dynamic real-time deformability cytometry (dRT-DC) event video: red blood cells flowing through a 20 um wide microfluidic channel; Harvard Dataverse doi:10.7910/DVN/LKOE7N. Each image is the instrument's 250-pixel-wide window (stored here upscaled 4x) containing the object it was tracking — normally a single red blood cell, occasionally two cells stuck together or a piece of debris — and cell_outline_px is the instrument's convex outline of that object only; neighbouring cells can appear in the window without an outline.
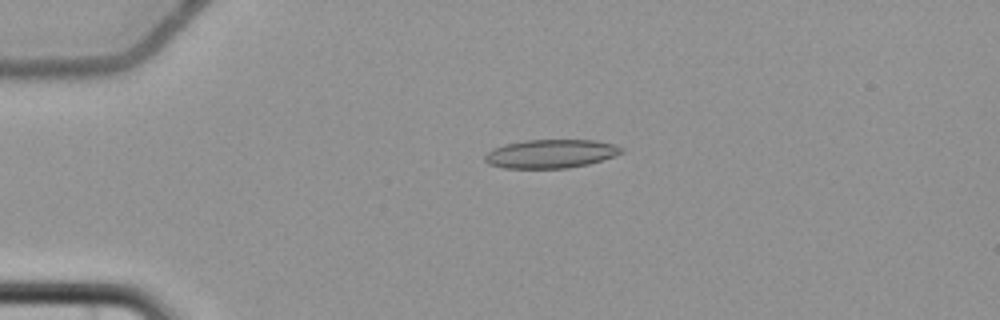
{"species": "common noctule bat (a hibernating species)", "species_latin": "Nyctalus noctula", "temperature_condition": "cold", "stored_images_in_passage": 4, "camera_frame_rate_fps": 3000, "um_per_image_px": 0.085, "animal": {"sex": "female", "body_mass_g": 22.7, "forearm_length_mm": 54.2}, "frame": {"image": 1, "passage_image": 4, "time_ms": 3.667, "image_size_px": [1000, 320], "cell_outline_px": [[624, 152], [588, 164], [568, 168], [504, 168], [488, 164], [484, 160], [484, 156], [492, 148], [504, 144], [524, 140], [596, 140], [616, 144], [624, 148]], "centroid_in_image_um": [46.8, 13.06], "position_along_channel_um": 38.2, "area_um2": 22.89}}